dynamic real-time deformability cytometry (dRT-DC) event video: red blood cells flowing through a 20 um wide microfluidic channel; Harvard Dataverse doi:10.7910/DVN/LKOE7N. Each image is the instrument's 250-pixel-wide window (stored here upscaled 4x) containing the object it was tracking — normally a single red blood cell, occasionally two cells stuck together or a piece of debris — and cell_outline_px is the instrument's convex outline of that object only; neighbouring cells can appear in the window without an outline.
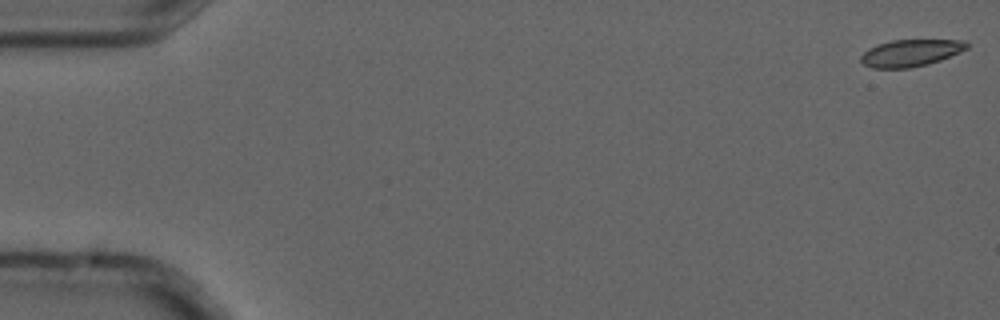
{"species": "common noctule bat (a hibernating species)", "species_latin": "Nyctalus noctula", "temperature_condition": "cold", "stored_images_in_passage": 4, "camera_frame_rate_fps": 3000, "um_per_image_px": 0.085, "animal": {"sex": "male", "forearm_length_mm": 52.5}, "frame": {"image": 1, "passage_image": 1, "time_ms": 0.0, "image_size_px": [1000, 320], "cell_outline_px": [[968, 48], [960, 52], [940, 60], [928, 64], [908, 68], [872, 68], [864, 64], [860, 60], [860, 56], [868, 48], [892, 40], [964, 40], [968, 44]], "centroid_in_image_um": [77.4, 4.5], "position_along_channel_um": 7.6, "area_um2": 16.53}}